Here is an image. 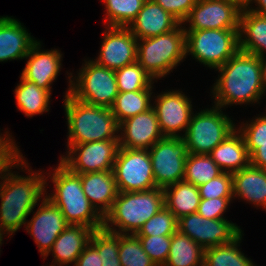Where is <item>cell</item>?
<instances>
[{
	"label": "cell",
	"instance_id": "cell-1",
	"mask_svg": "<svg viewBox=\"0 0 266 266\" xmlns=\"http://www.w3.org/2000/svg\"><path fill=\"white\" fill-rule=\"evenodd\" d=\"M20 168L27 169L30 174L23 177L10 170L0 177V233L9 236L23 224L26 226L28 216L47 192L48 177L43 175L44 171L31 172L25 159L19 163Z\"/></svg>",
	"mask_w": 266,
	"mask_h": 266
},
{
	"label": "cell",
	"instance_id": "cell-2",
	"mask_svg": "<svg viewBox=\"0 0 266 266\" xmlns=\"http://www.w3.org/2000/svg\"><path fill=\"white\" fill-rule=\"evenodd\" d=\"M216 70L220 75L211 89L215 106L255 104L265 96L258 56L239 50Z\"/></svg>",
	"mask_w": 266,
	"mask_h": 266
},
{
	"label": "cell",
	"instance_id": "cell-3",
	"mask_svg": "<svg viewBox=\"0 0 266 266\" xmlns=\"http://www.w3.org/2000/svg\"><path fill=\"white\" fill-rule=\"evenodd\" d=\"M68 74L69 88L63 99L68 124L67 143L119 140V124L111 108L89 105L74 98L70 94L73 76Z\"/></svg>",
	"mask_w": 266,
	"mask_h": 266
},
{
	"label": "cell",
	"instance_id": "cell-4",
	"mask_svg": "<svg viewBox=\"0 0 266 266\" xmlns=\"http://www.w3.org/2000/svg\"><path fill=\"white\" fill-rule=\"evenodd\" d=\"M164 206V190L161 187L119 192L111 209L103 217V228L117 234H136Z\"/></svg>",
	"mask_w": 266,
	"mask_h": 266
},
{
	"label": "cell",
	"instance_id": "cell-5",
	"mask_svg": "<svg viewBox=\"0 0 266 266\" xmlns=\"http://www.w3.org/2000/svg\"><path fill=\"white\" fill-rule=\"evenodd\" d=\"M53 170L50 179L55 189L53 194L46 193V197L61 210L66 221L93 230L103 228V216L85 196L80 175L72 172L61 161Z\"/></svg>",
	"mask_w": 266,
	"mask_h": 266
},
{
	"label": "cell",
	"instance_id": "cell-6",
	"mask_svg": "<svg viewBox=\"0 0 266 266\" xmlns=\"http://www.w3.org/2000/svg\"><path fill=\"white\" fill-rule=\"evenodd\" d=\"M186 56V34L181 23L167 33L137 40V62L154 81L168 75Z\"/></svg>",
	"mask_w": 266,
	"mask_h": 266
},
{
	"label": "cell",
	"instance_id": "cell-7",
	"mask_svg": "<svg viewBox=\"0 0 266 266\" xmlns=\"http://www.w3.org/2000/svg\"><path fill=\"white\" fill-rule=\"evenodd\" d=\"M185 34L186 55L209 68L221 67L240 50L239 29H201Z\"/></svg>",
	"mask_w": 266,
	"mask_h": 266
},
{
	"label": "cell",
	"instance_id": "cell-8",
	"mask_svg": "<svg viewBox=\"0 0 266 266\" xmlns=\"http://www.w3.org/2000/svg\"><path fill=\"white\" fill-rule=\"evenodd\" d=\"M221 110V107L213 105L192 114L186 133L181 134L188 153L209 154L236 129L233 120Z\"/></svg>",
	"mask_w": 266,
	"mask_h": 266
},
{
	"label": "cell",
	"instance_id": "cell-9",
	"mask_svg": "<svg viewBox=\"0 0 266 266\" xmlns=\"http://www.w3.org/2000/svg\"><path fill=\"white\" fill-rule=\"evenodd\" d=\"M71 78L70 94L77 100L99 107L111 108L119 94L115 71L85 60L83 67Z\"/></svg>",
	"mask_w": 266,
	"mask_h": 266
},
{
	"label": "cell",
	"instance_id": "cell-10",
	"mask_svg": "<svg viewBox=\"0 0 266 266\" xmlns=\"http://www.w3.org/2000/svg\"><path fill=\"white\" fill-rule=\"evenodd\" d=\"M112 172L119 192L157 188L148 150L120 147Z\"/></svg>",
	"mask_w": 266,
	"mask_h": 266
},
{
	"label": "cell",
	"instance_id": "cell-11",
	"mask_svg": "<svg viewBox=\"0 0 266 266\" xmlns=\"http://www.w3.org/2000/svg\"><path fill=\"white\" fill-rule=\"evenodd\" d=\"M148 152L157 187L165 188L184 179L188 151L182 137H164Z\"/></svg>",
	"mask_w": 266,
	"mask_h": 266
},
{
	"label": "cell",
	"instance_id": "cell-12",
	"mask_svg": "<svg viewBox=\"0 0 266 266\" xmlns=\"http://www.w3.org/2000/svg\"><path fill=\"white\" fill-rule=\"evenodd\" d=\"M67 148L66 156L60 157V161L72 172L85 174L113 170L120 143L119 140L93 141L67 144Z\"/></svg>",
	"mask_w": 266,
	"mask_h": 266
},
{
	"label": "cell",
	"instance_id": "cell-13",
	"mask_svg": "<svg viewBox=\"0 0 266 266\" xmlns=\"http://www.w3.org/2000/svg\"><path fill=\"white\" fill-rule=\"evenodd\" d=\"M177 230L204 250L233 242L242 234L238 225L225 219H208L196 213L178 219Z\"/></svg>",
	"mask_w": 266,
	"mask_h": 266
},
{
	"label": "cell",
	"instance_id": "cell-14",
	"mask_svg": "<svg viewBox=\"0 0 266 266\" xmlns=\"http://www.w3.org/2000/svg\"><path fill=\"white\" fill-rule=\"evenodd\" d=\"M241 11L229 0H197L182 24L190 23L188 28L183 26L184 31L239 29Z\"/></svg>",
	"mask_w": 266,
	"mask_h": 266
},
{
	"label": "cell",
	"instance_id": "cell-15",
	"mask_svg": "<svg viewBox=\"0 0 266 266\" xmlns=\"http://www.w3.org/2000/svg\"><path fill=\"white\" fill-rule=\"evenodd\" d=\"M155 103V105H154ZM152 104L164 137H181L186 133L192 114V102L182 91L160 93Z\"/></svg>",
	"mask_w": 266,
	"mask_h": 266
},
{
	"label": "cell",
	"instance_id": "cell-16",
	"mask_svg": "<svg viewBox=\"0 0 266 266\" xmlns=\"http://www.w3.org/2000/svg\"><path fill=\"white\" fill-rule=\"evenodd\" d=\"M99 55L95 61L98 65L117 70L137 61V38L128 27L105 25Z\"/></svg>",
	"mask_w": 266,
	"mask_h": 266
},
{
	"label": "cell",
	"instance_id": "cell-17",
	"mask_svg": "<svg viewBox=\"0 0 266 266\" xmlns=\"http://www.w3.org/2000/svg\"><path fill=\"white\" fill-rule=\"evenodd\" d=\"M33 218L27 221L26 231L33 237L41 256L48 257L58 235L69 226L61 210L46 196Z\"/></svg>",
	"mask_w": 266,
	"mask_h": 266
},
{
	"label": "cell",
	"instance_id": "cell-18",
	"mask_svg": "<svg viewBox=\"0 0 266 266\" xmlns=\"http://www.w3.org/2000/svg\"><path fill=\"white\" fill-rule=\"evenodd\" d=\"M119 131L120 147L128 149L149 150L164 138L153 107L122 121Z\"/></svg>",
	"mask_w": 266,
	"mask_h": 266
},
{
	"label": "cell",
	"instance_id": "cell-19",
	"mask_svg": "<svg viewBox=\"0 0 266 266\" xmlns=\"http://www.w3.org/2000/svg\"><path fill=\"white\" fill-rule=\"evenodd\" d=\"M41 43L37 41L30 49L28 61L21 76L38 87L46 89L51 93V85L57 79L62 66V54L58 49L41 50Z\"/></svg>",
	"mask_w": 266,
	"mask_h": 266
},
{
	"label": "cell",
	"instance_id": "cell-20",
	"mask_svg": "<svg viewBox=\"0 0 266 266\" xmlns=\"http://www.w3.org/2000/svg\"><path fill=\"white\" fill-rule=\"evenodd\" d=\"M180 22L154 0H145L142 9L128 26L138 39H145L174 30Z\"/></svg>",
	"mask_w": 266,
	"mask_h": 266
},
{
	"label": "cell",
	"instance_id": "cell-21",
	"mask_svg": "<svg viewBox=\"0 0 266 266\" xmlns=\"http://www.w3.org/2000/svg\"><path fill=\"white\" fill-rule=\"evenodd\" d=\"M30 34L19 20L0 17V62L25 59L37 42Z\"/></svg>",
	"mask_w": 266,
	"mask_h": 266
},
{
	"label": "cell",
	"instance_id": "cell-22",
	"mask_svg": "<svg viewBox=\"0 0 266 266\" xmlns=\"http://www.w3.org/2000/svg\"><path fill=\"white\" fill-rule=\"evenodd\" d=\"M93 229L84 225L69 224L55 240L49 253L53 260L49 266H68L76 263L85 247L89 244ZM67 264V265H66Z\"/></svg>",
	"mask_w": 266,
	"mask_h": 266
},
{
	"label": "cell",
	"instance_id": "cell-23",
	"mask_svg": "<svg viewBox=\"0 0 266 266\" xmlns=\"http://www.w3.org/2000/svg\"><path fill=\"white\" fill-rule=\"evenodd\" d=\"M79 175L85 196L104 217L119 193L114 173L106 170Z\"/></svg>",
	"mask_w": 266,
	"mask_h": 266
},
{
	"label": "cell",
	"instance_id": "cell-24",
	"mask_svg": "<svg viewBox=\"0 0 266 266\" xmlns=\"http://www.w3.org/2000/svg\"><path fill=\"white\" fill-rule=\"evenodd\" d=\"M233 198L240 197L266 210V170L249 164L232 174Z\"/></svg>",
	"mask_w": 266,
	"mask_h": 266
},
{
	"label": "cell",
	"instance_id": "cell-25",
	"mask_svg": "<svg viewBox=\"0 0 266 266\" xmlns=\"http://www.w3.org/2000/svg\"><path fill=\"white\" fill-rule=\"evenodd\" d=\"M222 172L235 173L250 164V156L242 134L237 128L210 153Z\"/></svg>",
	"mask_w": 266,
	"mask_h": 266
},
{
	"label": "cell",
	"instance_id": "cell-26",
	"mask_svg": "<svg viewBox=\"0 0 266 266\" xmlns=\"http://www.w3.org/2000/svg\"><path fill=\"white\" fill-rule=\"evenodd\" d=\"M239 49L259 58L266 54V16L242 9L239 23Z\"/></svg>",
	"mask_w": 266,
	"mask_h": 266
},
{
	"label": "cell",
	"instance_id": "cell-27",
	"mask_svg": "<svg viewBox=\"0 0 266 266\" xmlns=\"http://www.w3.org/2000/svg\"><path fill=\"white\" fill-rule=\"evenodd\" d=\"M163 190L165 207L177 220L197 212L201 201L197 186L182 180L166 186Z\"/></svg>",
	"mask_w": 266,
	"mask_h": 266
},
{
	"label": "cell",
	"instance_id": "cell-28",
	"mask_svg": "<svg viewBox=\"0 0 266 266\" xmlns=\"http://www.w3.org/2000/svg\"><path fill=\"white\" fill-rule=\"evenodd\" d=\"M17 108L27 117L43 114L49 111L51 93L38 87L34 82L25 80L22 76L14 90Z\"/></svg>",
	"mask_w": 266,
	"mask_h": 266
},
{
	"label": "cell",
	"instance_id": "cell-29",
	"mask_svg": "<svg viewBox=\"0 0 266 266\" xmlns=\"http://www.w3.org/2000/svg\"><path fill=\"white\" fill-rule=\"evenodd\" d=\"M164 266H204V249L177 230L171 236L168 259Z\"/></svg>",
	"mask_w": 266,
	"mask_h": 266
},
{
	"label": "cell",
	"instance_id": "cell-30",
	"mask_svg": "<svg viewBox=\"0 0 266 266\" xmlns=\"http://www.w3.org/2000/svg\"><path fill=\"white\" fill-rule=\"evenodd\" d=\"M152 88L153 83L141 91L119 92L111 107L118 124L152 107Z\"/></svg>",
	"mask_w": 266,
	"mask_h": 266
},
{
	"label": "cell",
	"instance_id": "cell-31",
	"mask_svg": "<svg viewBox=\"0 0 266 266\" xmlns=\"http://www.w3.org/2000/svg\"><path fill=\"white\" fill-rule=\"evenodd\" d=\"M242 233L233 242L204 250V266H256L240 251Z\"/></svg>",
	"mask_w": 266,
	"mask_h": 266
},
{
	"label": "cell",
	"instance_id": "cell-32",
	"mask_svg": "<svg viewBox=\"0 0 266 266\" xmlns=\"http://www.w3.org/2000/svg\"><path fill=\"white\" fill-rule=\"evenodd\" d=\"M221 173V169L209 154L188 153L183 180L198 187Z\"/></svg>",
	"mask_w": 266,
	"mask_h": 266
},
{
	"label": "cell",
	"instance_id": "cell-33",
	"mask_svg": "<svg viewBox=\"0 0 266 266\" xmlns=\"http://www.w3.org/2000/svg\"><path fill=\"white\" fill-rule=\"evenodd\" d=\"M105 4L106 26L128 27L136 18L145 0H102Z\"/></svg>",
	"mask_w": 266,
	"mask_h": 266
},
{
	"label": "cell",
	"instance_id": "cell-34",
	"mask_svg": "<svg viewBox=\"0 0 266 266\" xmlns=\"http://www.w3.org/2000/svg\"><path fill=\"white\" fill-rule=\"evenodd\" d=\"M101 258L102 266H122L119 260V234L104 228L94 230L90 242Z\"/></svg>",
	"mask_w": 266,
	"mask_h": 266
},
{
	"label": "cell",
	"instance_id": "cell-35",
	"mask_svg": "<svg viewBox=\"0 0 266 266\" xmlns=\"http://www.w3.org/2000/svg\"><path fill=\"white\" fill-rule=\"evenodd\" d=\"M118 256L122 266H156L135 234H119Z\"/></svg>",
	"mask_w": 266,
	"mask_h": 266
},
{
	"label": "cell",
	"instance_id": "cell-36",
	"mask_svg": "<svg viewBox=\"0 0 266 266\" xmlns=\"http://www.w3.org/2000/svg\"><path fill=\"white\" fill-rule=\"evenodd\" d=\"M115 76L119 92L141 91L154 83L137 61L115 70Z\"/></svg>",
	"mask_w": 266,
	"mask_h": 266
},
{
	"label": "cell",
	"instance_id": "cell-37",
	"mask_svg": "<svg viewBox=\"0 0 266 266\" xmlns=\"http://www.w3.org/2000/svg\"><path fill=\"white\" fill-rule=\"evenodd\" d=\"M177 222L174 214L165 206L135 234L136 236H172L177 231Z\"/></svg>",
	"mask_w": 266,
	"mask_h": 266
},
{
	"label": "cell",
	"instance_id": "cell-38",
	"mask_svg": "<svg viewBox=\"0 0 266 266\" xmlns=\"http://www.w3.org/2000/svg\"><path fill=\"white\" fill-rule=\"evenodd\" d=\"M143 250L156 266H164L168 259L171 236H137Z\"/></svg>",
	"mask_w": 266,
	"mask_h": 266
},
{
	"label": "cell",
	"instance_id": "cell-39",
	"mask_svg": "<svg viewBox=\"0 0 266 266\" xmlns=\"http://www.w3.org/2000/svg\"><path fill=\"white\" fill-rule=\"evenodd\" d=\"M5 133L6 135L0 133V177L11 169L18 168L19 163L25 158L20 152V148L11 138L12 136L8 131H5Z\"/></svg>",
	"mask_w": 266,
	"mask_h": 266
},
{
	"label": "cell",
	"instance_id": "cell-40",
	"mask_svg": "<svg viewBox=\"0 0 266 266\" xmlns=\"http://www.w3.org/2000/svg\"><path fill=\"white\" fill-rule=\"evenodd\" d=\"M201 199L233 197L232 174L222 172L207 183L198 186Z\"/></svg>",
	"mask_w": 266,
	"mask_h": 266
},
{
	"label": "cell",
	"instance_id": "cell-41",
	"mask_svg": "<svg viewBox=\"0 0 266 266\" xmlns=\"http://www.w3.org/2000/svg\"><path fill=\"white\" fill-rule=\"evenodd\" d=\"M233 197H219L213 199H201L197 213L208 219H225L223 216Z\"/></svg>",
	"mask_w": 266,
	"mask_h": 266
},
{
	"label": "cell",
	"instance_id": "cell-42",
	"mask_svg": "<svg viewBox=\"0 0 266 266\" xmlns=\"http://www.w3.org/2000/svg\"><path fill=\"white\" fill-rule=\"evenodd\" d=\"M237 127L245 142H266V114ZM243 126V127H242ZM239 128V129H238Z\"/></svg>",
	"mask_w": 266,
	"mask_h": 266
},
{
	"label": "cell",
	"instance_id": "cell-43",
	"mask_svg": "<svg viewBox=\"0 0 266 266\" xmlns=\"http://www.w3.org/2000/svg\"><path fill=\"white\" fill-rule=\"evenodd\" d=\"M165 11L175 17L181 24L186 19L197 0H154Z\"/></svg>",
	"mask_w": 266,
	"mask_h": 266
},
{
	"label": "cell",
	"instance_id": "cell-44",
	"mask_svg": "<svg viewBox=\"0 0 266 266\" xmlns=\"http://www.w3.org/2000/svg\"><path fill=\"white\" fill-rule=\"evenodd\" d=\"M250 164L266 170V142H245Z\"/></svg>",
	"mask_w": 266,
	"mask_h": 266
},
{
	"label": "cell",
	"instance_id": "cell-45",
	"mask_svg": "<svg viewBox=\"0 0 266 266\" xmlns=\"http://www.w3.org/2000/svg\"><path fill=\"white\" fill-rule=\"evenodd\" d=\"M73 266H102L99 252L89 243Z\"/></svg>",
	"mask_w": 266,
	"mask_h": 266
},
{
	"label": "cell",
	"instance_id": "cell-46",
	"mask_svg": "<svg viewBox=\"0 0 266 266\" xmlns=\"http://www.w3.org/2000/svg\"><path fill=\"white\" fill-rule=\"evenodd\" d=\"M252 3H255L257 7H251L247 8L249 10H252L253 12H256L258 14H261L263 16H266V0H253Z\"/></svg>",
	"mask_w": 266,
	"mask_h": 266
},
{
	"label": "cell",
	"instance_id": "cell-47",
	"mask_svg": "<svg viewBox=\"0 0 266 266\" xmlns=\"http://www.w3.org/2000/svg\"><path fill=\"white\" fill-rule=\"evenodd\" d=\"M266 56L260 57L261 67H262V83L264 87V91L266 93Z\"/></svg>",
	"mask_w": 266,
	"mask_h": 266
},
{
	"label": "cell",
	"instance_id": "cell-48",
	"mask_svg": "<svg viewBox=\"0 0 266 266\" xmlns=\"http://www.w3.org/2000/svg\"><path fill=\"white\" fill-rule=\"evenodd\" d=\"M236 3L241 9L250 8L253 0H229Z\"/></svg>",
	"mask_w": 266,
	"mask_h": 266
},
{
	"label": "cell",
	"instance_id": "cell-49",
	"mask_svg": "<svg viewBox=\"0 0 266 266\" xmlns=\"http://www.w3.org/2000/svg\"><path fill=\"white\" fill-rule=\"evenodd\" d=\"M4 235V233H0V246L2 245V241H3V236Z\"/></svg>",
	"mask_w": 266,
	"mask_h": 266
}]
</instances>
